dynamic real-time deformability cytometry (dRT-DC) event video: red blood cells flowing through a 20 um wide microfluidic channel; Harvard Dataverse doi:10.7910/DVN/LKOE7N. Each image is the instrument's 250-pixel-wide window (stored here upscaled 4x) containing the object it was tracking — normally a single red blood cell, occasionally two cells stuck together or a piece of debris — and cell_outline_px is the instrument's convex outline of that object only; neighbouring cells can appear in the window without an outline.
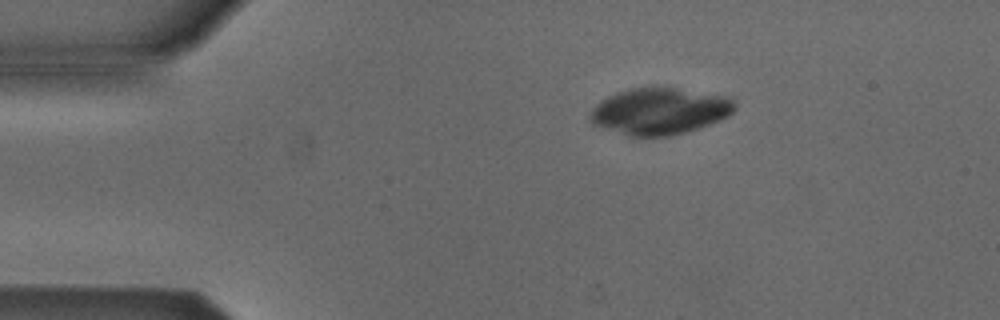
{"species": "Egyptian fruit bat (a non-hibernating species)", "species_latin": "Rousettus aegyptiacus", "temperature_condition": "cold", "stored_images_in_passage": 2, "camera_frame_rate_fps": 3000, "um_per_image_px": 0.085, "animal": {"sex": "male"}, "frame": {"image": 1, "passage_image": 2, "time_ms": 2.0, "image_size_px": [1000, 320], "cell_outline_px": [[736, 108], [728, 116], [720, 120], [672, 136], [628, 136], [592, 124], [588, 120], [588, 112], [600, 100], [616, 92], [628, 88], [648, 84], [660, 84], [732, 96], [736, 104]], "centroid_in_image_um": [56.06, 9.38], "position_along_channel_um": 28.9, "area_um2": 40.75}}